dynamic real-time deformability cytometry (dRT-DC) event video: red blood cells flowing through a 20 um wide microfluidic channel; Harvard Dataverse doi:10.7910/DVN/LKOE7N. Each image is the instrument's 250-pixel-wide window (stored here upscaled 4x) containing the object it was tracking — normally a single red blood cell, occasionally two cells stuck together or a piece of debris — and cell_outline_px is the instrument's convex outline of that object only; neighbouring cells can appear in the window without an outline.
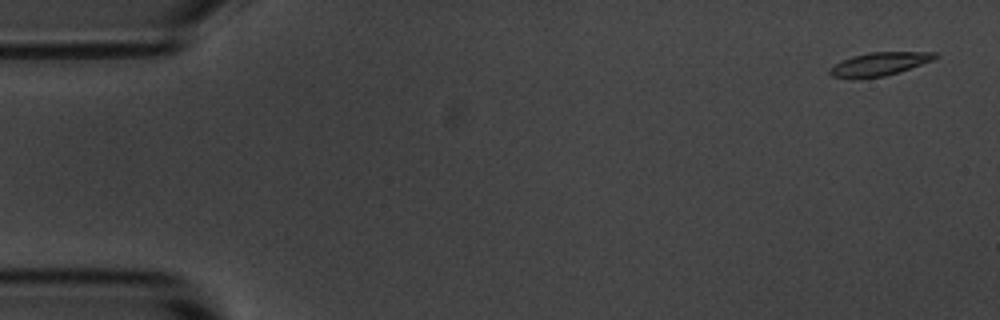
{"species": "common noctule bat (a hibernating species)", "species_latin": "Nyctalus noctula", "temperature_condition": "room temperature", "stored_images_in_passage": 55, "camera_frame_rate_fps": 3000, "um_per_image_px": 0.085, "animal": {"sex": "male", "body_mass_g": 20.1, "forearm_length_mm": 53.5}, "frame": {"image": 1, "passage_image": 1, "time_ms": 0.0, "image_size_px": [1000, 320], "cell_outline_px": [[940, 56], [932, 60], [884, 76], [852, 80], [832, 76], [828, 72], [828, 68], [840, 60], [852, 56], [868, 52], [936, 52]], "centroid_in_image_um": [74.64, 5.45], "position_along_channel_um": 10.4, "area_um2": 14.45}}
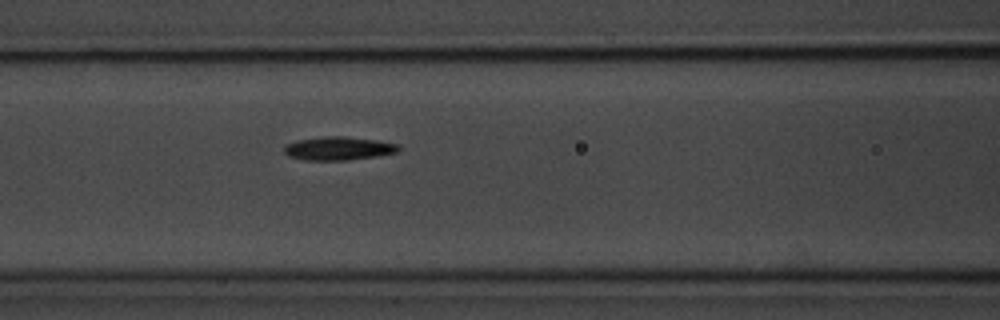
{"frame": {"image": 2, "passage_image": 22, "time_ms": 7.0, "image_size_px": [1000, 320], "cell_outline_px": [[400, 152], [376, 156], [348, 160], [304, 160], [288, 156], [284, 152], [284, 144], [296, 140], [324, 136], [344, 136], [376, 140], [396, 144], [400, 148]], "centroid_in_image_um": [28.73, 12.61], "position_along_channel_um": 137.9, "area_um2": 15.72}}
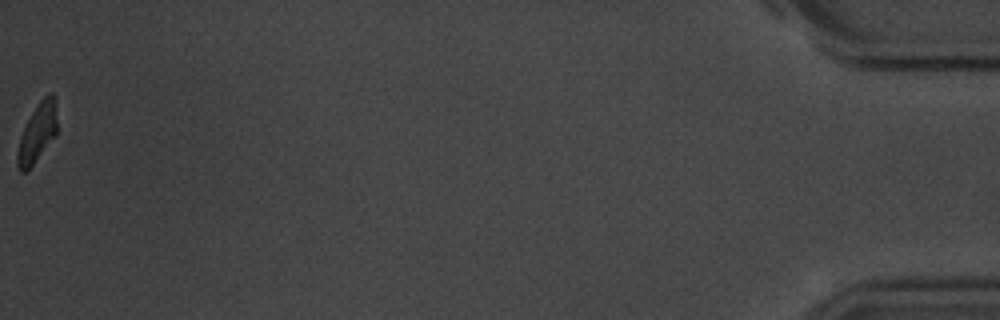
{"frame": {"image": 3, "passage_image": 55, "time_ms": 18.0, "image_size_px": [1000, 320], "cell_outline_px": [[56, 136], [32, 164], [24, 172], [20, 172], [16, 164], [16, 152], [20, 136], [32, 112], [40, 100], [48, 92], [52, 92], [56, 96]], "centroid_in_image_um": [3.17, 11.25], "position_along_channel_um": 432.0, "area_um2": 13.58}, "authors_computed_cell_mechanics": {"area_um2": 15.028, "velocity_mm_per_s": 3.5885, "shape_relaxation_time_tau1_ms": 2.7075, "shape_relaxation_time_tau2_ms": 6.0424, "deformation_change_tau1": 0.1288, "deformation_change_tau2": 0.116}}